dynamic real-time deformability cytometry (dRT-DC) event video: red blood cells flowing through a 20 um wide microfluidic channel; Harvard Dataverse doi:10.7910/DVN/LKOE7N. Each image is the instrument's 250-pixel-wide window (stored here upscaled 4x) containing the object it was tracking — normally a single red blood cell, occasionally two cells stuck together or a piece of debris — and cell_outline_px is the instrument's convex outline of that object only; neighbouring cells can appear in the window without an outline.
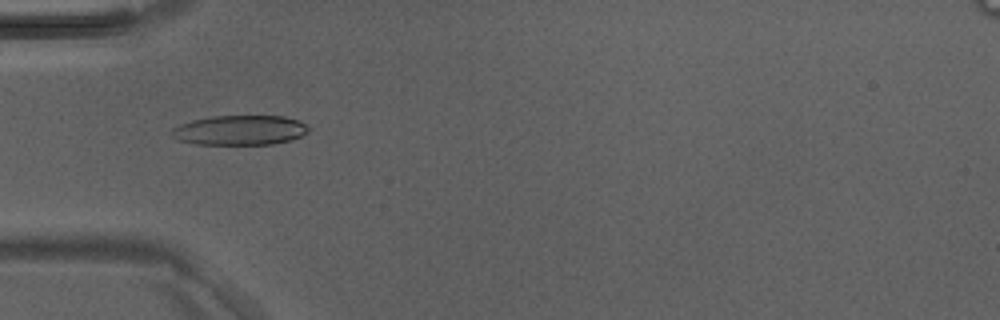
{"species": "Egyptian fruit bat (a non-hibernating species)", "species_latin": "Rousettus aegyptiacus", "temperature_condition": "room temperature", "stored_images_in_passage": 36, "camera_frame_rate_fps": 3000, "um_per_image_px": 0.085, "animal": {"sex": "male"}, "frame": {"image": 1, "passage_image": 5, "time_ms": 1.333, "image_size_px": [1000, 320], "cell_outline_px": [[312, 128], [308, 132], [300, 136], [288, 140], [272, 144], [196, 144], [180, 140], [172, 136], [168, 132], [172, 128], [180, 124], [192, 120], [212, 116], [284, 116], [296, 120]], "centroid_in_image_um": [20.36, 11.06], "position_along_channel_um": 64.6, "area_um2": 23.64}}
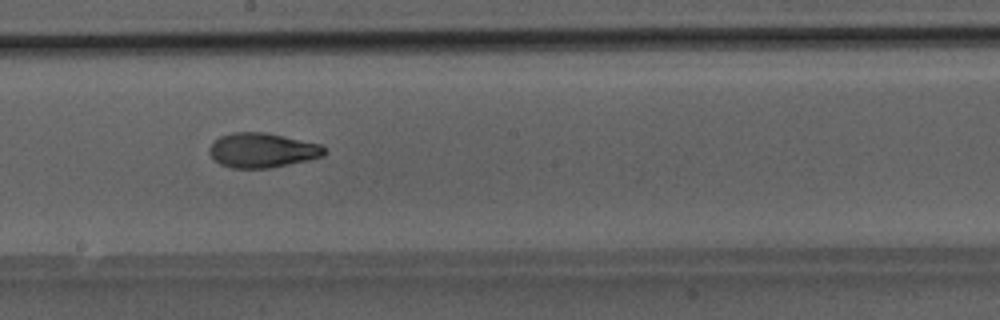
{"frame": {"image": 2, "passage_image": 16, "time_ms": 5.0, "image_size_px": [1000, 320], "cell_outline_px": [[328, 152], [324, 156], [308, 160], [272, 168], [232, 168], [220, 164], [212, 160], [208, 152], [208, 148], [220, 136], [232, 132], [264, 132], [284, 136], [320, 144]], "centroid_in_image_um": [22.28, 12.78], "position_along_channel_um": 225.9, "area_um2": 23.41}}
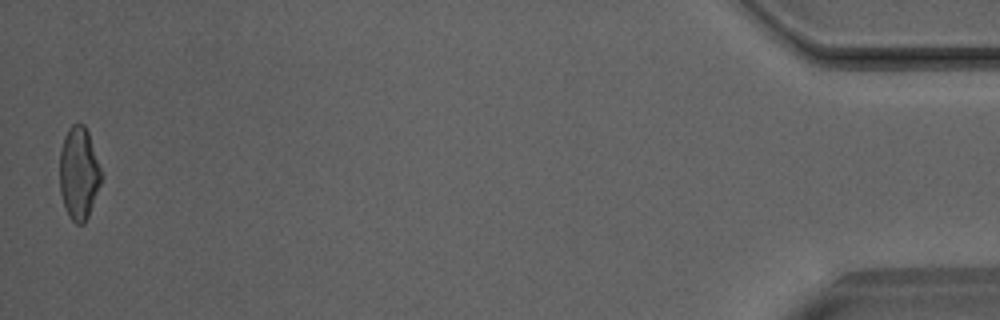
{"frame": {"image": 3, "passage_image": 36, "time_ms": 11.667, "image_size_px": [1000, 320], "cell_outline_px": [[100, 184], [88, 216], [84, 224], [76, 224], [68, 216], [60, 192], [60, 152], [64, 136], [68, 128], [72, 124], [84, 124], [88, 132], [100, 168]], "centroid_in_image_um": [6.68, 14.73], "position_along_channel_um": 428.5, "area_um2": 22.08}}